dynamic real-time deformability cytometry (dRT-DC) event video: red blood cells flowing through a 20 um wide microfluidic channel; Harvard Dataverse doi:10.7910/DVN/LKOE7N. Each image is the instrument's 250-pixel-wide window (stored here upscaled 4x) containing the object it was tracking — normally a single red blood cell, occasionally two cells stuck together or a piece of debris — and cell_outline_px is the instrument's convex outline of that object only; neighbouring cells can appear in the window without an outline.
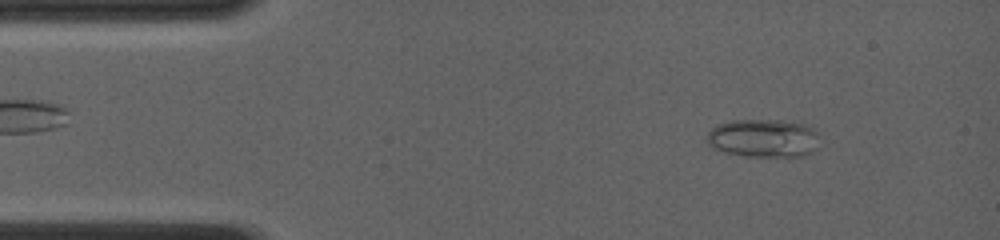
{"species": "common noctule bat (a hibernating species)", "species_latin": "Nyctalus noctula", "temperature_condition": "room temperature", "stored_images_in_passage": 58, "camera_frame_rate_fps": 4000, "um_per_image_px": 0.085, "animal": {"sex": "female", "body_mass_g": 19.0, "forearm_length_mm": 56.7}, "frame": {"image": 1, "passage_image": 7, "time_ms": 1.5, "image_size_px": [1000, 240], "cell_outline_px": [[816, 132], [812, 152], [804, 156], [744, 156], [724, 152], [712, 148], [704, 140], [708, 132], [712, 128], [720, 124], [732, 120], [780, 120], [804, 124], [812, 128]], "centroid_in_image_um": [64.79, 11.75], "position_along_channel_um": 20.2, "area_um2": 24.85}}
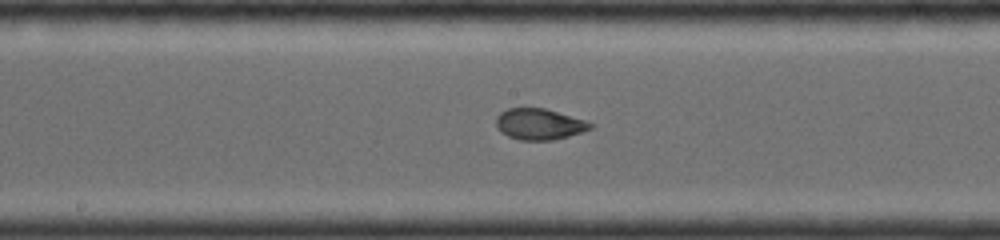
{"frame": {"image": 2, "passage_image": 31, "time_ms": 7.5, "image_size_px": [1000, 240], "cell_outline_px": [[596, 124], [592, 128], [568, 136], [552, 140], [520, 140], [508, 136], [500, 132], [496, 124], [496, 116], [500, 112], [508, 108], [544, 108], [584, 120]], "centroid_in_image_um": [45.81, 10.55], "position_along_channel_um": 202.4, "area_um2": 16.99}}
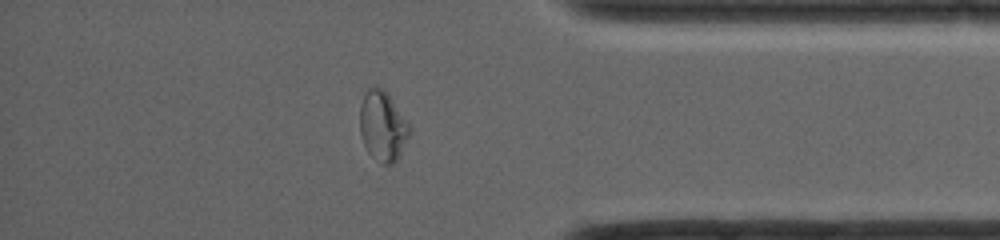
{"frame": {"image": 3, "passage_image": 51, "time_ms": 12.5, "image_size_px": [1000, 240], "cell_outline_px": [[412, 132], [396, 160], [392, 164], [380, 164], [368, 152], [364, 144], [360, 132], [360, 104], [368, 88], [376, 84], [384, 88], [388, 92], [412, 128]], "centroid_in_image_um": [32.54, 10.68], "position_along_channel_um": 402.7, "area_um2": 20.58}, "authors_computed_cell_mechanics": {"area_um2": 18.9873, "velocity_mm_per_s": 4.1761, "shape_relaxation_time_tau1_ms": null, "shape_relaxation_time_tau2_ms": 0.8939, "deformation_change_tau1": null, "deformation_change_tau2": 0.0587}}